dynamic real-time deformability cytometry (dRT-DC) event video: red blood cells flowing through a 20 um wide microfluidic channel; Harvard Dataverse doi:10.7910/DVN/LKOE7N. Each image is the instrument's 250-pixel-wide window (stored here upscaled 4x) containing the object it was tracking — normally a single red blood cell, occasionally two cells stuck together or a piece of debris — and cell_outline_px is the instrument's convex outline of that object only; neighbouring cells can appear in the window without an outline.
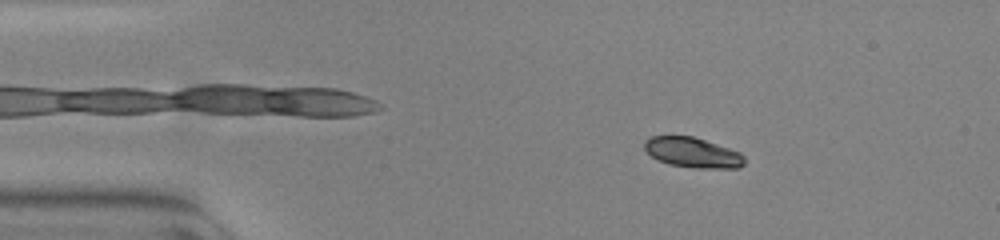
{"species": "common noctule bat (a hibernating species)", "species_latin": "Nyctalus noctula", "temperature_condition": "warm", "stored_images_in_passage": 53, "camera_frame_rate_fps": 3000, "um_per_image_px": 0.085, "animal": {"sex": "female", "body_mass_g": 23.0, "forearm_length_mm": 53.4}, "frame": {"image": 1, "passage_image": 8, "time_ms": 2.333, "image_size_px": [1000, 240], "cell_outline_px": [[744, 164], [740, 168], [692, 168], [668, 164], [652, 156], [644, 148], [644, 140], [652, 136], [692, 136], [740, 152], [744, 156]], "centroid_in_image_um": [58.87, 12.97], "position_along_channel_um": 26.1, "area_um2": 17.46}}
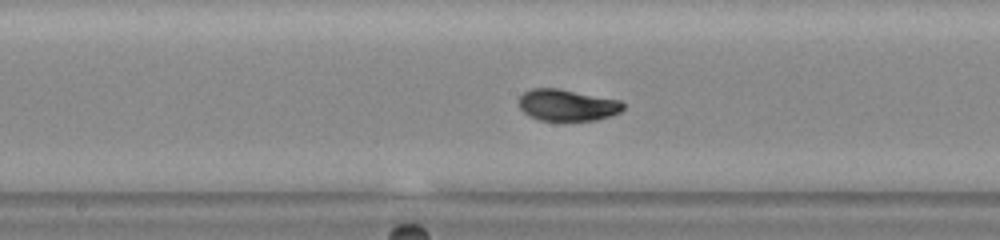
{"frame": {"image": 2, "passage_image": 27, "time_ms": 8.667, "image_size_px": [1000, 240], "cell_outline_px": [[624, 108], [620, 112], [612, 116], [596, 120], [540, 120], [528, 116], [520, 108], [520, 96], [524, 92], [532, 88], [556, 88], [620, 100], [624, 104]], "centroid_in_image_um": [48.22, 8.94], "position_along_channel_um": 200.0, "area_um2": 19.07}}
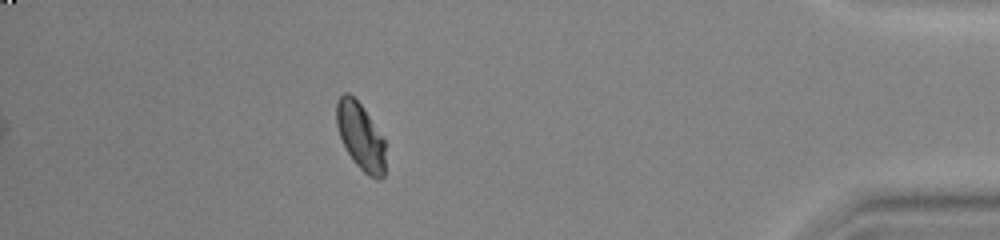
{"frame": {"image": 3, "passage_image": 47, "time_ms": 15.333, "image_size_px": [1000, 240], "cell_outline_px": [[384, 176], [380, 180], [376, 180], [368, 176], [356, 164], [348, 152], [340, 136], [336, 124], [336, 104], [340, 96], [344, 92], [348, 92], [360, 104], [384, 140]], "centroid_in_image_um": [30.63, 11.61], "position_along_channel_um": 404.6, "area_um2": 18.67}, "authors_computed_cell_mechanics": {"area_um2": 19.1318, "velocity_mm_per_s": 3.8101, "shape_relaxation_time_tau1_ms": 2.4437, "shape_relaxation_time_tau2_ms": null, "deformation_change_tau1": 0.1455, "deformation_change_tau2": null}}